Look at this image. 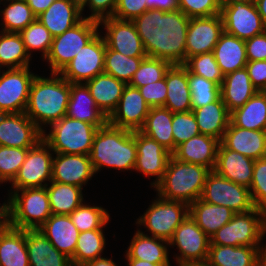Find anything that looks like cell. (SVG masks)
Segmentation results:
<instances>
[{
  "instance_id": "68",
  "label": "cell",
  "mask_w": 266,
  "mask_h": 266,
  "mask_svg": "<svg viewBox=\"0 0 266 266\" xmlns=\"http://www.w3.org/2000/svg\"><path fill=\"white\" fill-rule=\"evenodd\" d=\"M185 266H211V265L206 261V262H199V263H191Z\"/></svg>"
},
{
  "instance_id": "23",
  "label": "cell",
  "mask_w": 266,
  "mask_h": 266,
  "mask_svg": "<svg viewBox=\"0 0 266 266\" xmlns=\"http://www.w3.org/2000/svg\"><path fill=\"white\" fill-rule=\"evenodd\" d=\"M66 116L95 125L98 128L108 123V118L98 108L85 83H70V98Z\"/></svg>"
},
{
  "instance_id": "46",
  "label": "cell",
  "mask_w": 266,
  "mask_h": 266,
  "mask_svg": "<svg viewBox=\"0 0 266 266\" xmlns=\"http://www.w3.org/2000/svg\"><path fill=\"white\" fill-rule=\"evenodd\" d=\"M19 34L30 57L32 50H39L43 53V59L46 58L49 54L53 37L38 19H35L25 29H22Z\"/></svg>"
},
{
  "instance_id": "27",
  "label": "cell",
  "mask_w": 266,
  "mask_h": 266,
  "mask_svg": "<svg viewBox=\"0 0 266 266\" xmlns=\"http://www.w3.org/2000/svg\"><path fill=\"white\" fill-rule=\"evenodd\" d=\"M26 246L30 266H73L38 229L26 230Z\"/></svg>"
},
{
  "instance_id": "49",
  "label": "cell",
  "mask_w": 266,
  "mask_h": 266,
  "mask_svg": "<svg viewBox=\"0 0 266 266\" xmlns=\"http://www.w3.org/2000/svg\"><path fill=\"white\" fill-rule=\"evenodd\" d=\"M171 66L172 64L166 60L146 57L140 63L129 85L139 88L160 81L165 78L166 72Z\"/></svg>"
},
{
  "instance_id": "59",
  "label": "cell",
  "mask_w": 266,
  "mask_h": 266,
  "mask_svg": "<svg viewBox=\"0 0 266 266\" xmlns=\"http://www.w3.org/2000/svg\"><path fill=\"white\" fill-rule=\"evenodd\" d=\"M148 10H162L171 12L179 10V0H147Z\"/></svg>"
},
{
  "instance_id": "51",
  "label": "cell",
  "mask_w": 266,
  "mask_h": 266,
  "mask_svg": "<svg viewBox=\"0 0 266 266\" xmlns=\"http://www.w3.org/2000/svg\"><path fill=\"white\" fill-rule=\"evenodd\" d=\"M172 134L174 137V151L183 142L200 134L196 118L192 111L173 113Z\"/></svg>"
},
{
  "instance_id": "29",
  "label": "cell",
  "mask_w": 266,
  "mask_h": 266,
  "mask_svg": "<svg viewBox=\"0 0 266 266\" xmlns=\"http://www.w3.org/2000/svg\"><path fill=\"white\" fill-rule=\"evenodd\" d=\"M167 98L163 107L172 113L192 111L188 70L183 65H172L165 75Z\"/></svg>"
},
{
  "instance_id": "43",
  "label": "cell",
  "mask_w": 266,
  "mask_h": 266,
  "mask_svg": "<svg viewBox=\"0 0 266 266\" xmlns=\"http://www.w3.org/2000/svg\"><path fill=\"white\" fill-rule=\"evenodd\" d=\"M144 58L146 57H129L106 46L104 73L128 85Z\"/></svg>"
},
{
  "instance_id": "37",
  "label": "cell",
  "mask_w": 266,
  "mask_h": 266,
  "mask_svg": "<svg viewBox=\"0 0 266 266\" xmlns=\"http://www.w3.org/2000/svg\"><path fill=\"white\" fill-rule=\"evenodd\" d=\"M230 122L240 128L266 131L264 91H257L243 106L230 112Z\"/></svg>"
},
{
  "instance_id": "50",
  "label": "cell",
  "mask_w": 266,
  "mask_h": 266,
  "mask_svg": "<svg viewBox=\"0 0 266 266\" xmlns=\"http://www.w3.org/2000/svg\"><path fill=\"white\" fill-rule=\"evenodd\" d=\"M29 148L0 145V183H11L25 161Z\"/></svg>"
},
{
  "instance_id": "36",
  "label": "cell",
  "mask_w": 266,
  "mask_h": 266,
  "mask_svg": "<svg viewBox=\"0 0 266 266\" xmlns=\"http://www.w3.org/2000/svg\"><path fill=\"white\" fill-rule=\"evenodd\" d=\"M189 214L211 238L218 229L232 219L235 212L228 207L206 203L199 198L189 206Z\"/></svg>"
},
{
  "instance_id": "38",
  "label": "cell",
  "mask_w": 266,
  "mask_h": 266,
  "mask_svg": "<svg viewBox=\"0 0 266 266\" xmlns=\"http://www.w3.org/2000/svg\"><path fill=\"white\" fill-rule=\"evenodd\" d=\"M172 120L173 113L170 110L165 107H153L149 109L145 122L139 131L173 153Z\"/></svg>"
},
{
  "instance_id": "47",
  "label": "cell",
  "mask_w": 266,
  "mask_h": 266,
  "mask_svg": "<svg viewBox=\"0 0 266 266\" xmlns=\"http://www.w3.org/2000/svg\"><path fill=\"white\" fill-rule=\"evenodd\" d=\"M192 110L216 101L220 97V86L204 77L188 71Z\"/></svg>"
},
{
  "instance_id": "28",
  "label": "cell",
  "mask_w": 266,
  "mask_h": 266,
  "mask_svg": "<svg viewBox=\"0 0 266 266\" xmlns=\"http://www.w3.org/2000/svg\"><path fill=\"white\" fill-rule=\"evenodd\" d=\"M167 245L169 246V241L137 230L125 252L126 259H138L159 266H171Z\"/></svg>"
},
{
  "instance_id": "65",
  "label": "cell",
  "mask_w": 266,
  "mask_h": 266,
  "mask_svg": "<svg viewBox=\"0 0 266 266\" xmlns=\"http://www.w3.org/2000/svg\"><path fill=\"white\" fill-rule=\"evenodd\" d=\"M71 1L83 12L84 7L87 6L89 0H71Z\"/></svg>"
},
{
  "instance_id": "15",
  "label": "cell",
  "mask_w": 266,
  "mask_h": 266,
  "mask_svg": "<svg viewBox=\"0 0 266 266\" xmlns=\"http://www.w3.org/2000/svg\"><path fill=\"white\" fill-rule=\"evenodd\" d=\"M224 32L247 40L266 31L255 3L221 4Z\"/></svg>"
},
{
  "instance_id": "9",
  "label": "cell",
  "mask_w": 266,
  "mask_h": 266,
  "mask_svg": "<svg viewBox=\"0 0 266 266\" xmlns=\"http://www.w3.org/2000/svg\"><path fill=\"white\" fill-rule=\"evenodd\" d=\"M157 197L136 223L144 225L151 236L169 241L176 228L189 214V206L180 201Z\"/></svg>"
},
{
  "instance_id": "40",
  "label": "cell",
  "mask_w": 266,
  "mask_h": 266,
  "mask_svg": "<svg viewBox=\"0 0 266 266\" xmlns=\"http://www.w3.org/2000/svg\"><path fill=\"white\" fill-rule=\"evenodd\" d=\"M49 184L46 190L52 214L69 215L84 202L82 188L53 181Z\"/></svg>"
},
{
  "instance_id": "35",
  "label": "cell",
  "mask_w": 266,
  "mask_h": 266,
  "mask_svg": "<svg viewBox=\"0 0 266 266\" xmlns=\"http://www.w3.org/2000/svg\"><path fill=\"white\" fill-rule=\"evenodd\" d=\"M212 52L224 75L244 68L248 62L245 40L225 32L220 35Z\"/></svg>"
},
{
  "instance_id": "42",
  "label": "cell",
  "mask_w": 266,
  "mask_h": 266,
  "mask_svg": "<svg viewBox=\"0 0 266 266\" xmlns=\"http://www.w3.org/2000/svg\"><path fill=\"white\" fill-rule=\"evenodd\" d=\"M104 236L102 229L80 232L74 255L70 258L72 265L80 266L101 258V253H103L106 246Z\"/></svg>"
},
{
  "instance_id": "1",
  "label": "cell",
  "mask_w": 266,
  "mask_h": 266,
  "mask_svg": "<svg viewBox=\"0 0 266 266\" xmlns=\"http://www.w3.org/2000/svg\"><path fill=\"white\" fill-rule=\"evenodd\" d=\"M190 18L182 11L147 10L134 23L147 57L166 60L172 65L186 61V37Z\"/></svg>"
},
{
  "instance_id": "44",
  "label": "cell",
  "mask_w": 266,
  "mask_h": 266,
  "mask_svg": "<svg viewBox=\"0 0 266 266\" xmlns=\"http://www.w3.org/2000/svg\"><path fill=\"white\" fill-rule=\"evenodd\" d=\"M3 0H0V2ZM9 2L5 9L0 10L3 16V32H15L19 33L22 29H25L30 23H32L36 16L32 12V9L28 6L26 0H4Z\"/></svg>"
},
{
  "instance_id": "19",
  "label": "cell",
  "mask_w": 266,
  "mask_h": 266,
  "mask_svg": "<svg viewBox=\"0 0 266 266\" xmlns=\"http://www.w3.org/2000/svg\"><path fill=\"white\" fill-rule=\"evenodd\" d=\"M149 109L139 89L128 84L123 90L117 108L108 118V123L117 128L139 131Z\"/></svg>"
},
{
  "instance_id": "4",
  "label": "cell",
  "mask_w": 266,
  "mask_h": 266,
  "mask_svg": "<svg viewBox=\"0 0 266 266\" xmlns=\"http://www.w3.org/2000/svg\"><path fill=\"white\" fill-rule=\"evenodd\" d=\"M210 172L203 165L181 162L171 156L163 178L154 187L159 197L190 206L201 197Z\"/></svg>"
},
{
  "instance_id": "57",
  "label": "cell",
  "mask_w": 266,
  "mask_h": 266,
  "mask_svg": "<svg viewBox=\"0 0 266 266\" xmlns=\"http://www.w3.org/2000/svg\"><path fill=\"white\" fill-rule=\"evenodd\" d=\"M116 4L117 0H89L87 6L92 13L86 18L99 22L104 18L113 17Z\"/></svg>"
},
{
  "instance_id": "66",
  "label": "cell",
  "mask_w": 266,
  "mask_h": 266,
  "mask_svg": "<svg viewBox=\"0 0 266 266\" xmlns=\"http://www.w3.org/2000/svg\"><path fill=\"white\" fill-rule=\"evenodd\" d=\"M256 266H266V250L259 255Z\"/></svg>"
},
{
  "instance_id": "56",
  "label": "cell",
  "mask_w": 266,
  "mask_h": 266,
  "mask_svg": "<svg viewBox=\"0 0 266 266\" xmlns=\"http://www.w3.org/2000/svg\"><path fill=\"white\" fill-rule=\"evenodd\" d=\"M248 61L266 60V31L245 40Z\"/></svg>"
},
{
  "instance_id": "64",
  "label": "cell",
  "mask_w": 266,
  "mask_h": 266,
  "mask_svg": "<svg viewBox=\"0 0 266 266\" xmlns=\"http://www.w3.org/2000/svg\"><path fill=\"white\" fill-rule=\"evenodd\" d=\"M128 260V266H159L157 264L150 263L148 261L144 260H138V259H126Z\"/></svg>"
},
{
  "instance_id": "16",
  "label": "cell",
  "mask_w": 266,
  "mask_h": 266,
  "mask_svg": "<svg viewBox=\"0 0 266 266\" xmlns=\"http://www.w3.org/2000/svg\"><path fill=\"white\" fill-rule=\"evenodd\" d=\"M43 132L23 113L0 114V145L32 148L42 139Z\"/></svg>"
},
{
  "instance_id": "53",
  "label": "cell",
  "mask_w": 266,
  "mask_h": 266,
  "mask_svg": "<svg viewBox=\"0 0 266 266\" xmlns=\"http://www.w3.org/2000/svg\"><path fill=\"white\" fill-rule=\"evenodd\" d=\"M179 10L187 17H209L221 14L220 0H179Z\"/></svg>"
},
{
  "instance_id": "14",
  "label": "cell",
  "mask_w": 266,
  "mask_h": 266,
  "mask_svg": "<svg viewBox=\"0 0 266 266\" xmlns=\"http://www.w3.org/2000/svg\"><path fill=\"white\" fill-rule=\"evenodd\" d=\"M35 74L29 67L7 69L0 76V114L25 112Z\"/></svg>"
},
{
  "instance_id": "33",
  "label": "cell",
  "mask_w": 266,
  "mask_h": 266,
  "mask_svg": "<svg viewBox=\"0 0 266 266\" xmlns=\"http://www.w3.org/2000/svg\"><path fill=\"white\" fill-rule=\"evenodd\" d=\"M266 246L210 245L207 262L211 266H256Z\"/></svg>"
},
{
  "instance_id": "2",
  "label": "cell",
  "mask_w": 266,
  "mask_h": 266,
  "mask_svg": "<svg viewBox=\"0 0 266 266\" xmlns=\"http://www.w3.org/2000/svg\"><path fill=\"white\" fill-rule=\"evenodd\" d=\"M69 98L70 82L59 73H51L49 78L36 75L24 113L44 132L45 125H52L66 116Z\"/></svg>"
},
{
  "instance_id": "45",
  "label": "cell",
  "mask_w": 266,
  "mask_h": 266,
  "mask_svg": "<svg viewBox=\"0 0 266 266\" xmlns=\"http://www.w3.org/2000/svg\"><path fill=\"white\" fill-rule=\"evenodd\" d=\"M69 217L79 232L103 229L109 222L110 215L101 206L81 203Z\"/></svg>"
},
{
  "instance_id": "52",
  "label": "cell",
  "mask_w": 266,
  "mask_h": 266,
  "mask_svg": "<svg viewBox=\"0 0 266 266\" xmlns=\"http://www.w3.org/2000/svg\"><path fill=\"white\" fill-rule=\"evenodd\" d=\"M249 190L254 207L266 211V156L255 160Z\"/></svg>"
},
{
  "instance_id": "12",
  "label": "cell",
  "mask_w": 266,
  "mask_h": 266,
  "mask_svg": "<svg viewBox=\"0 0 266 266\" xmlns=\"http://www.w3.org/2000/svg\"><path fill=\"white\" fill-rule=\"evenodd\" d=\"M51 151L52 149L43 139L29 148L24 163L11 182L12 188L20 190L46 187L48 185L46 181H52V154L54 152L50 153Z\"/></svg>"
},
{
  "instance_id": "10",
  "label": "cell",
  "mask_w": 266,
  "mask_h": 266,
  "mask_svg": "<svg viewBox=\"0 0 266 266\" xmlns=\"http://www.w3.org/2000/svg\"><path fill=\"white\" fill-rule=\"evenodd\" d=\"M200 199L228 207L235 213H245L255 208L249 188L223 178L214 171L207 175Z\"/></svg>"
},
{
  "instance_id": "17",
  "label": "cell",
  "mask_w": 266,
  "mask_h": 266,
  "mask_svg": "<svg viewBox=\"0 0 266 266\" xmlns=\"http://www.w3.org/2000/svg\"><path fill=\"white\" fill-rule=\"evenodd\" d=\"M223 32L221 14L190 18L186 37V59L212 52Z\"/></svg>"
},
{
  "instance_id": "39",
  "label": "cell",
  "mask_w": 266,
  "mask_h": 266,
  "mask_svg": "<svg viewBox=\"0 0 266 266\" xmlns=\"http://www.w3.org/2000/svg\"><path fill=\"white\" fill-rule=\"evenodd\" d=\"M0 266H30L26 230L10 227L0 231Z\"/></svg>"
},
{
  "instance_id": "48",
  "label": "cell",
  "mask_w": 266,
  "mask_h": 266,
  "mask_svg": "<svg viewBox=\"0 0 266 266\" xmlns=\"http://www.w3.org/2000/svg\"><path fill=\"white\" fill-rule=\"evenodd\" d=\"M183 66L189 72L204 77L221 87L222 81L224 80V74L221 72L213 52L188 57Z\"/></svg>"
},
{
  "instance_id": "63",
  "label": "cell",
  "mask_w": 266,
  "mask_h": 266,
  "mask_svg": "<svg viewBox=\"0 0 266 266\" xmlns=\"http://www.w3.org/2000/svg\"><path fill=\"white\" fill-rule=\"evenodd\" d=\"M255 4H256L258 12L262 18V21L266 27V0H256Z\"/></svg>"
},
{
  "instance_id": "13",
  "label": "cell",
  "mask_w": 266,
  "mask_h": 266,
  "mask_svg": "<svg viewBox=\"0 0 266 266\" xmlns=\"http://www.w3.org/2000/svg\"><path fill=\"white\" fill-rule=\"evenodd\" d=\"M98 33L59 73L70 83H86L104 73L106 42Z\"/></svg>"
},
{
  "instance_id": "55",
  "label": "cell",
  "mask_w": 266,
  "mask_h": 266,
  "mask_svg": "<svg viewBox=\"0 0 266 266\" xmlns=\"http://www.w3.org/2000/svg\"><path fill=\"white\" fill-rule=\"evenodd\" d=\"M147 10V0H117L113 18L132 21Z\"/></svg>"
},
{
  "instance_id": "6",
  "label": "cell",
  "mask_w": 266,
  "mask_h": 266,
  "mask_svg": "<svg viewBox=\"0 0 266 266\" xmlns=\"http://www.w3.org/2000/svg\"><path fill=\"white\" fill-rule=\"evenodd\" d=\"M49 134L42 139L54 153L89 155L98 127L67 116L50 125Z\"/></svg>"
},
{
  "instance_id": "11",
  "label": "cell",
  "mask_w": 266,
  "mask_h": 266,
  "mask_svg": "<svg viewBox=\"0 0 266 266\" xmlns=\"http://www.w3.org/2000/svg\"><path fill=\"white\" fill-rule=\"evenodd\" d=\"M169 245L177 246L180 255L175 256L178 266L206 262L210 247V238L197 225L190 214L174 231Z\"/></svg>"
},
{
  "instance_id": "41",
  "label": "cell",
  "mask_w": 266,
  "mask_h": 266,
  "mask_svg": "<svg viewBox=\"0 0 266 266\" xmlns=\"http://www.w3.org/2000/svg\"><path fill=\"white\" fill-rule=\"evenodd\" d=\"M27 53L19 33L0 31V65L8 69L30 67Z\"/></svg>"
},
{
  "instance_id": "62",
  "label": "cell",
  "mask_w": 266,
  "mask_h": 266,
  "mask_svg": "<svg viewBox=\"0 0 266 266\" xmlns=\"http://www.w3.org/2000/svg\"><path fill=\"white\" fill-rule=\"evenodd\" d=\"M80 266H118V265H116L112 259L101 257V258H97L93 261L84 263Z\"/></svg>"
},
{
  "instance_id": "18",
  "label": "cell",
  "mask_w": 266,
  "mask_h": 266,
  "mask_svg": "<svg viewBox=\"0 0 266 266\" xmlns=\"http://www.w3.org/2000/svg\"><path fill=\"white\" fill-rule=\"evenodd\" d=\"M99 25H103L106 29L103 37L109 49L129 57H147L132 21L108 17L100 20Z\"/></svg>"
},
{
  "instance_id": "58",
  "label": "cell",
  "mask_w": 266,
  "mask_h": 266,
  "mask_svg": "<svg viewBox=\"0 0 266 266\" xmlns=\"http://www.w3.org/2000/svg\"><path fill=\"white\" fill-rule=\"evenodd\" d=\"M250 81L258 91L266 89V60L248 61L245 66Z\"/></svg>"
},
{
  "instance_id": "26",
  "label": "cell",
  "mask_w": 266,
  "mask_h": 266,
  "mask_svg": "<svg viewBox=\"0 0 266 266\" xmlns=\"http://www.w3.org/2000/svg\"><path fill=\"white\" fill-rule=\"evenodd\" d=\"M38 230L59 252L69 258L74 255L80 232L69 215L52 214Z\"/></svg>"
},
{
  "instance_id": "61",
  "label": "cell",
  "mask_w": 266,
  "mask_h": 266,
  "mask_svg": "<svg viewBox=\"0 0 266 266\" xmlns=\"http://www.w3.org/2000/svg\"><path fill=\"white\" fill-rule=\"evenodd\" d=\"M54 1L55 0H26L36 17L46 11Z\"/></svg>"
},
{
  "instance_id": "60",
  "label": "cell",
  "mask_w": 266,
  "mask_h": 266,
  "mask_svg": "<svg viewBox=\"0 0 266 266\" xmlns=\"http://www.w3.org/2000/svg\"><path fill=\"white\" fill-rule=\"evenodd\" d=\"M11 227L10 197L0 206V231Z\"/></svg>"
},
{
  "instance_id": "3",
  "label": "cell",
  "mask_w": 266,
  "mask_h": 266,
  "mask_svg": "<svg viewBox=\"0 0 266 266\" xmlns=\"http://www.w3.org/2000/svg\"><path fill=\"white\" fill-rule=\"evenodd\" d=\"M89 157L95 173L104 167L134 170L137 157L135 131L107 123L96 132Z\"/></svg>"
},
{
  "instance_id": "8",
  "label": "cell",
  "mask_w": 266,
  "mask_h": 266,
  "mask_svg": "<svg viewBox=\"0 0 266 266\" xmlns=\"http://www.w3.org/2000/svg\"><path fill=\"white\" fill-rule=\"evenodd\" d=\"M99 22L84 17L79 23L52 40L49 54L44 60L50 64L51 73H60L99 32Z\"/></svg>"
},
{
  "instance_id": "24",
  "label": "cell",
  "mask_w": 266,
  "mask_h": 266,
  "mask_svg": "<svg viewBox=\"0 0 266 266\" xmlns=\"http://www.w3.org/2000/svg\"><path fill=\"white\" fill-rule=\"evenodd\" d=\"M221 143L254 161L266 156V131L248 130L230 122Z\"/></svg>"
},
{
  "instance_id": "5",
  "label": "cell",
  "mask_w": 266,
  "mask_h": 266,
  "mask_svg": "<svg viewBox=\"0 0 266 266\" xmlns=\"http://www.w3.org/2000/svg\"><path fill=\"white\" fill-rule=\"evenodd\" d=\"M266 234V211L254 208L235 213L232 219L210 238V245L261 246Z\"/></svg>"
},
{
  "instance_id": "34",
  "label": "cell",
  "mask_w": 266,
  "mask_h": 266,
  "mask_svg": "<svg viewBox=\"0 0 266 266\" xmlns=\"http://www.w3.org/2000/svg\"><path fill=\"white\" fill-rule=\"evenodd\" d=\"M200 134L218 139L220 142L230 123V112L221 96L214 102L192 110Z\"/></svg>"
},
{
  "instance_id": "25",
  "label": "cell",
  "mask_w": 266,
  "mask_h": 266,
  "mask_svg": "<svg viewBox=\"0 0 266 266\" xmlns=\"http://www.w3.org/2000/svg\"><path fill=\"white\" fill-rule=\"evenodd\" d=\"M220 141L198 134L176 147L172 156L181 162L203 165L213 171Z\"/></svg>"
},
{
  "instance_id": "31",
  "label": "cell",
  "mask_w": 266,
  "mask_h": 266,
  "mask_svg": "<svg viewBox=\"0 0 266 266\" xmlns=\"http://www.w3.org/2000/svg\"><path fill=\"white\" fill-rule=\"evenodd\" d=\"M257 91L244 67L224 75L220 96L227 110L232 112L243 106Z\"/></svg>"
},
{
  "instance_id": "20",
  "label": "cell",
  "mask_w": 266,
  "mask_h": 266,
  "mask_svg": "<svg viewBox=\"0 0 266 266\" xmlns=\"http://www.w3.org/2000/svg\"><path fill=\"white\" fill-rule=\"evenodd\" d=\"M135 140L137 157L134 170L142 172L146 177L156 176V180L151 182L154 187L163 178L172 153L140 131H135Z\"/></svg>"
},
{
  "instance_id": "30",
  "label": "cell",
  "mask_w": 266,
  "mask_h": 266,
  "mask_svg": "<svg viewBox=\"0 0 266 266\" xmlns=\"http://www.w3.org/2000/svg\"><path fill=\"white\" fill-rule=\"evenodd\" d=\"M82 11L71 0H55L46 11L36 17L52 37L63 34L84 17Z\"/></svg>"
},
{
  "instance_id": "67",
  "label": "cell",
  "mask_w": 266,
  "mask_h": 266,
  "mask_svg": "<svg viewBox=\"0 0 266 266\" xmlns=\"http://www.w3.org/2000/svg\"><path fill=\"white\" fill-rule=\"evenodd\" d=\"M256 0H220L221 4H228L230 2H240V3H247V2H251V3H255Z\"/></svg>"
},
{
  "instance_id": "7",
  "label": "cell",
  "mask_w": 266,
  "mask_h": 266,
  "mask_svg": "<svg viewBox=\"0 0 266 266\" xmlns=\"http://www.w3.org/2000/svg\"><path fill=\"white\" fill-rule=\"evenodd\" d=\"M9 197L13 228L39 229L52 215L46 187L11 189Z\"/></svg>"
},
{
  "instance_id": "22",
  "label": "cell",
  "mask_w": 266,
  "mask_h": 266,
  "mask_svg": "<svg viewBox=\"0 0 266 266\" xmlns=\"http://www.w3.org/2000/svg\"><path fill=\"white\" fill-rule=\"evenodd\" d=\"M255 161L243 154L227 149L221 142L218 146L213 171L236 184L250 188Z\"/></svg>"
},
{
  "instance_id": "54",
  "label": "cell",
  "mask_w": 266,
  "mask_h": 266,
  "mask_svg": "<svg viewBox=\"0 0 266 266\" xmlns=\"http://www.w3.org/2000/svg\"><path fill=\"white\" fill-rule=\"evenodd\" d=\"M150 108L163 107L167 98L166 80L150 83L138 88Z\"/></svg>"
},
{
  "instance_id": "21",
  "label": "cell",
  "mask_w": 266,
  "mask_h": 266,
  "mask_svg": "<svg viewBox=\"0 0 266 266\" xmlns=\"http://www.w3.org/2000/svg\"><path fill=\"white\" fill-rule=\"evenodd\" d=\"M52 181L83 188L95 173L89 155L54 153Z\"/></svg>"
},
{
  "instance_id": "32",
  "label": "cell",
  "mask_w": 266,
  "mask_h": 266,
  "mask_svg": "<svg viewBox=\"0 0 266 266\" xmlns=\"http://www.w3.org/2000/svg\"><path fill=\"white\" fill-rule=\"evenodd\" d=\"M85 84L98 108L109 118L117 108L126 84L106 73L97 75Z\"/></svg>"
}]
</instances>
